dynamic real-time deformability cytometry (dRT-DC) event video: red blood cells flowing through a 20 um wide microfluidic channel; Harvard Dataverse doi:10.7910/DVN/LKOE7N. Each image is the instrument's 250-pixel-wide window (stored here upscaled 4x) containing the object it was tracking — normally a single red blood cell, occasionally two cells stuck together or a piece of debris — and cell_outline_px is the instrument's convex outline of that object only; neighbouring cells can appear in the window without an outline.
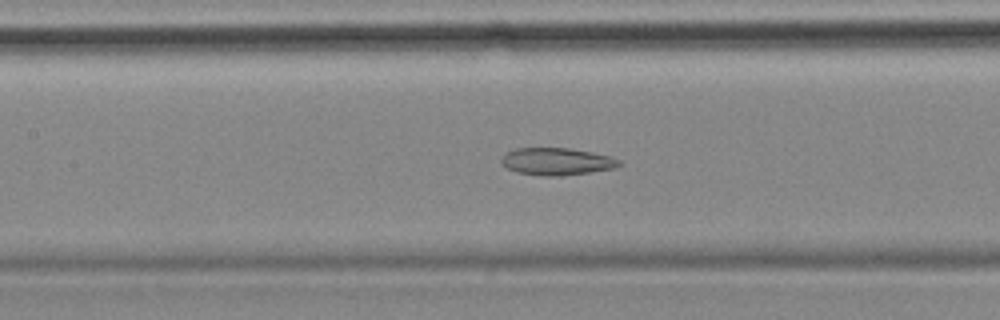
{"species": "common noctule bat (a hibernating species)", "species_latin": "Nyctalus noctula", "temperature_condition": "cold", "stored_images_in_passage": 56, "camera_frame_rate_fps": 3000, "um_per_image_px": 0.085, "animal": {"sex": "female", "body_mass_g": 18.4}, "frame": {"image": 1, "passage_image": 25, "time_ms": 8.0, "image_size_px": [1000, 320], "cell_outline_px": [[620, 164], [616, 168], [560, 176], [544, 176], [516, 172], [500, 164], [500, 156], [516, 148], [568, 148], [592, 152], [612, 156], [620, 160]], "centroid_in_image_um": [47.3, 13.72], "position_along_channel_um": 160.1, "area_um2": 18.79}}
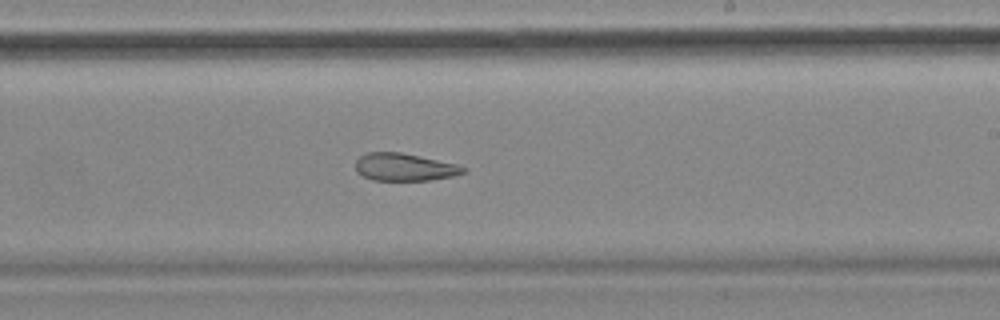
{"frame": {"image": 2, "passage_image": 33, "time_ms": 10.667, "image_size_px": [1000, 320], "cell_outline_px": [[468, 172], [452, 176], [428, 180], [372, 180], [356, 172], [356, 160], [360, 156], [368, 152], [400, 152], [420, 156], [456, 164], [468, 168]], "centroid_in_image_um": [34.39, 14.2], "position_along_channel_um": 254.6, "area_um2": 17.28}}
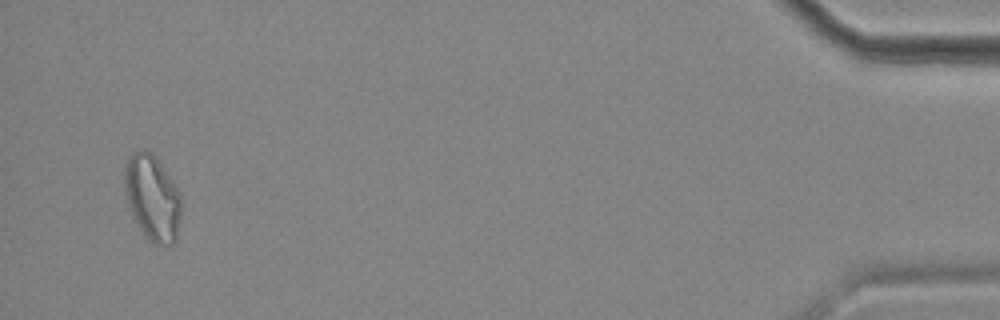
{"frame": {"image": 3, "passage_image": 54, "time_ms": 17.667, "image_size_px": [1000, 320], "cell_outline_px": [[180, 220], [176, 240], [172, 244], [152, 244], [148, 240], [140, 228], [128, 204], [124, 192], [124, 164], [128, 156], [132, 152], [140, 148], [144, 148], [152, 152], [172, 180], [180, 192]], "centroid_in_image_um": [12.93, 16.76], "position_along_channel_um": 422.3, "area_um2": 28.44}, "authors_computed_cell_mechanics": {"area_um2": 24.0448, "velocity_mm_per_s": 3.5654, "shape_relaxation_time_tau1_ms": null, "shape_relaxation_time_tau2_ms": 3.558, "deformation_change_tau1": null, "deformation_change_tau2": 0.115}}